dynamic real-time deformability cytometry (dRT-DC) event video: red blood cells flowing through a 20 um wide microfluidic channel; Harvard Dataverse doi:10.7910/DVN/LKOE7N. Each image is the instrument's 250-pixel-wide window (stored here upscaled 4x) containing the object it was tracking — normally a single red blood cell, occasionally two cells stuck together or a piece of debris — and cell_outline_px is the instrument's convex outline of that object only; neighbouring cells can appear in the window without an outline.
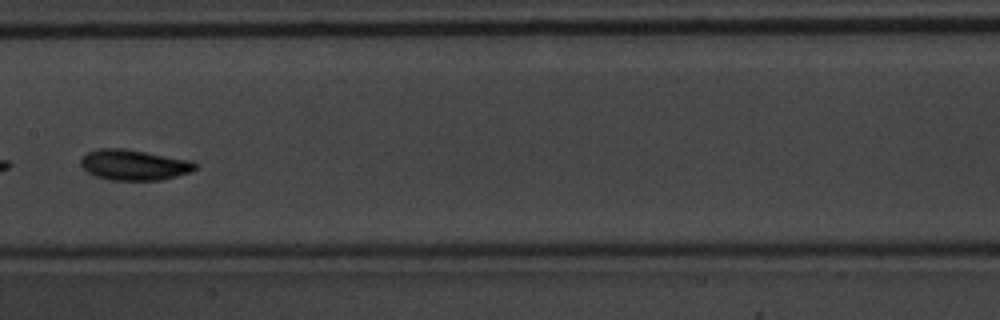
{"species": "common noctule bat (a hibernating species)", "species_latin": "Nyctalus noctula", "temperature_condition": "warm", "stored_images_in_passage": 8, "camera_frame_rate_fps": 3000, "um_per_image_px": 0.085, "animal": {"sex": "male", "body_mass_g": 20.1, "forearm_length_mm": 53.5}, "frame": {"image": 1, "passage_image": 7, "time_ms": 2.0, "image_size_px": [1000, 320], "cell_outline_px": [[196, 168], [192, 172], [160, 180], [108, 180], [96, 176], [88, 172], [80, 164], [80, 160], [88, 152], [100, 148], [124, 148], [192, 160], [196, 164]], "centroid_in_image_um": [11.41, 14.01], "position_along_channel_um": 196.0, "area_um2": 20.4}}
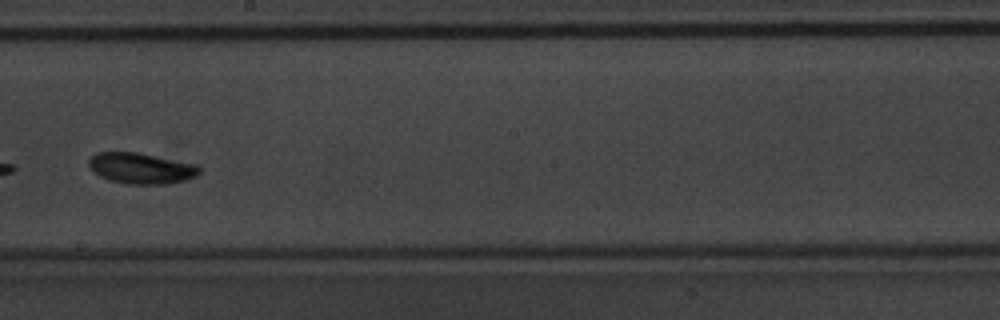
{"frame": {"image": 2, "passage_image": 8, "time_ms": 2.333, "image_size_px": [1000, 320], "cell_outline_px": [[200, 172], [196, 176], [184, 180], [168, 184], [128, 184], [108, 180], [100, 176], [88, 164], [88, 160], [96, 152], [136, 152], [200, 164]], "centroid_in_image_um": [12.04, 14.3], "position_along_channel_um": 236.2, "area_um2": 20.0}}